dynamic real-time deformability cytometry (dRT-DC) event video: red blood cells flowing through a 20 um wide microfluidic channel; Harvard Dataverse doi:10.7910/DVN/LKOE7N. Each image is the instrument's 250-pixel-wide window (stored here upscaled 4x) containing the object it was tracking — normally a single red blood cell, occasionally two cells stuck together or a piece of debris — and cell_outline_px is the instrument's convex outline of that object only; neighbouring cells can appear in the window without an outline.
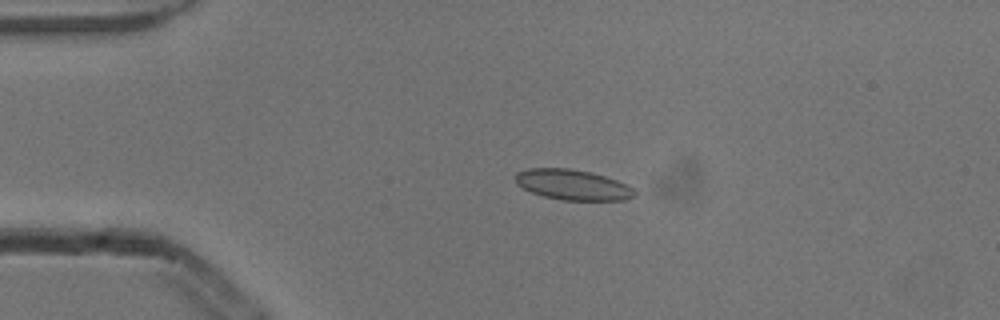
{"species": "common noctule bat (a hibernating species)", "species_latin": "Nyctalus noctula", "temperature_condition": "cold", "stored_images_in_passage": 5, "camera_frame_rate_fps": 3000, "um_per_image_px": 0.085, "animal": {"sex": "male", "body_mass_g": 13.3}, "frame": {"image": 1, "passage_image": 4, "time_ms": 1.0, "image_size_px": [1000, 320], "cell_outline_px": [[636, 196], [628, 200], [560, 200], [544, 196], [532, 192], [516, 184], [516, 172], [528, 168], [568, 168], [588, 172], [604, 176], [616, 180], [632, 188], [636, 192]], "centroid_in_image_um": [48.68, 15.71], "position_along_channel_um": 36.3, "area_um2": 20.98}}